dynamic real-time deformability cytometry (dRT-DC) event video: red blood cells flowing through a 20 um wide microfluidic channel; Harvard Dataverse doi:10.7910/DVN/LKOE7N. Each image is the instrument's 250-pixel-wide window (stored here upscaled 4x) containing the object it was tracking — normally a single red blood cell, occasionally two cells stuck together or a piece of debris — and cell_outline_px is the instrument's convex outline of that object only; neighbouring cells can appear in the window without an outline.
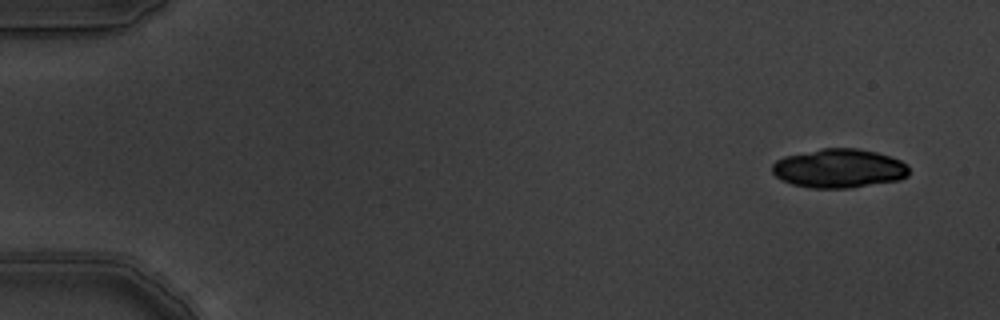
{"species": "common noctule bat (a hibernating species)", "species_latin": "Nyctalus noctula", "temperature_condition": "warm", "stored_images_in_passage": 5, "camera_frame_rate_fps": 3000, "um_per_image_px": 0.085, "animal": {"sex": "male", "body_mass_g": 19.5, "forearm_length_mm": 54.6}, "frame": {"image": 1, "passage_image": 1, "time_ms": 0.0, "image_size_px": [1000, 320], "cell_outline_px": [[908, 176], [900, 180], [852, 188], [812, 188], [792, 184], [780, 180], [772, 172], [772, 164], [776, 160], [784, 156], [820, 148], [856, 148], [876, 152], [900, 160], [908, 164]], "centroid_in_image_um": [71.3, 14.32], "position_along_channel_um": 13.7, "area_um2": 31.33}}